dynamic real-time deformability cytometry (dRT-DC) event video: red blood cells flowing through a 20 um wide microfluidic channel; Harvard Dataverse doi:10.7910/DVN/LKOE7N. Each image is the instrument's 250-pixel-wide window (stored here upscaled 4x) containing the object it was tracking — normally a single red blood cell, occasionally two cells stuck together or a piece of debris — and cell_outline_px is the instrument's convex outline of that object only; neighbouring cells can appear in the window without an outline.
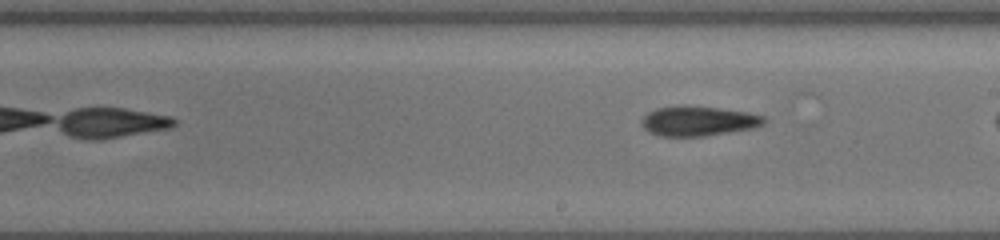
{"species": "common noctule bat (a hibernating species)", "species_latin": "Nyctalus noctula", "temperature_condition": "cold", "stored_images_in_passage": 23, "camera_frame_rate_fps": 3000, "um_per_image_px": 0.085, "animal": {"sex": "female", "body_mass_g": 19.5, "forearm_length_mm": 54.1}, "frame": {"image": 1, "passage_image": 9, "time_ms": 4.0, "image_size_px": [1000, 240], "cell_outline_px": [[764, 124], [752, 128], [704, 136], [660, 136], [648, 132], [640, 124], [640, 120], [648, 112], [656, 108], [684, 104], [716, 108], [744, 112], [764, 116]], "centroid_in_image_um": [59.27, 10.28], "position_along_channel_um": 229.7, "area_um2": 21.21}}